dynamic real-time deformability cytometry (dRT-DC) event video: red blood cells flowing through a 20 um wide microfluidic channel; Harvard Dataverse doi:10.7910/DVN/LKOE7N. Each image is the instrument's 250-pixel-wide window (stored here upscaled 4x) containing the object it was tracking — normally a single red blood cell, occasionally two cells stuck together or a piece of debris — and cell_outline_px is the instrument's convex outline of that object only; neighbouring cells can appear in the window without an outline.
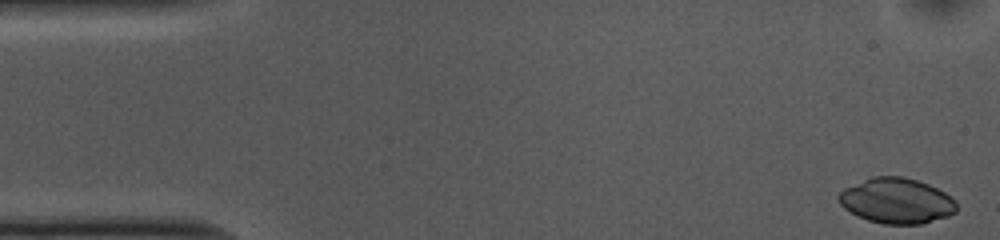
{"species": "common noctule bat (a hibernating species)", "species_latin": "Nyctalus noctula", "temperature_condition": "cold", "stored_images_in_passage": 52, "camera_frame_rate_fps": 3000, "um_per_image_px": 0.085, "animal": {"sex": "female", "body_mass_g": 10.0, "forearm_length_mm": 53.1}, "frame": {"image": 1, "passage_image": 1, "time_ms": 0.0, "image_size_px": [1000, 240], "cell_outline_px": [[956, 212], [948, 216], [920, 224], [884, 224], [868, 220], [844, 208], [836, 200], [836, 196], [844, 188], [872, 176], [904, 176], [928, 184], [944, 192], [956, 200]], "centroid_in_image_um": [76.2, 17.06], "position_along_channel_um": 8.8, "area_um2": 31.15}}